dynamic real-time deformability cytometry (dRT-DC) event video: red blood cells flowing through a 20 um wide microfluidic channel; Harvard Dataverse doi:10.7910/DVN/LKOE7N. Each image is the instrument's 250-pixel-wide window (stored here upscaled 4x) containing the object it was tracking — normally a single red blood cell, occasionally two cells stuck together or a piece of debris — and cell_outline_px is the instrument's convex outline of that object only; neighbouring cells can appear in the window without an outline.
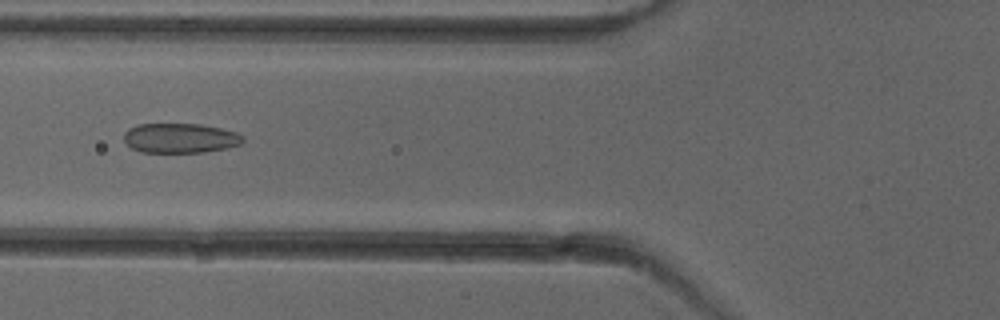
{"species": "common noctule bat (a hibernating species)", "species_latin": "Nyctalus noctula", "temperature_condition": "cold", "stored_images_in_passage": 51, "camera_frame_rate_fps": 3000, "um_per_image_px": 0.085, "animal": {"sex": "female"}, "frame": {"image": 1, "passage_image": 20, "time_ms": 6.333, "image_size_px": [1000, 320], "cell_outline_px": [[244, 140], [240, 144], [228, 148], [204, 152], [140, 152], [132, 148], [124, 140], [124, 132], [128, 128], [136, 124], [200, 124], [220, 128], [236, 132], [244, 136]], "centroid_in_image_um": [15.31, 11.73], "position_along_channel_um": 110.5, "area_um2": 20.69}}
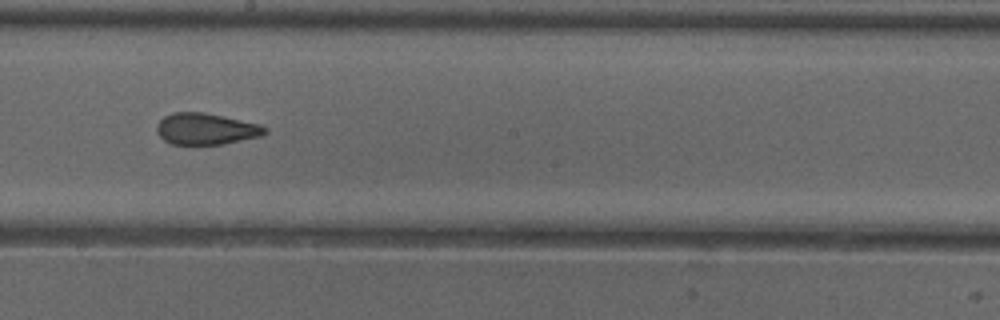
{"frame": {"image": 2, "passage_image": 29, "time_ms": 9.333, "image_size_px": [1000, 320], "cell_outline_px": [[268, 132], [260, 136], [224, 144], [172, 144], [164, 140], [156, 132], [156, 124], [164, 116], [172, 112], [204, 112], [260, 124], [268, 128]], "centroid_in_image_um": [17.5, 10.95], "position_along_channel_um": 230.7, "area_um2": 19.88}}
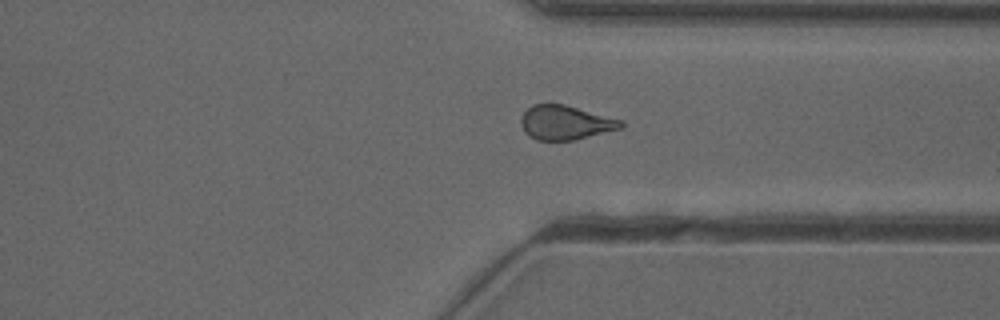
{"frame": {"image": 3, "passage_image": 39, "time_ms": 12.667, "image_size_px": [1000, 320], "cell_outline_px": [[624, 128], [576, 140], [536, 140], [528, 136], [524, 132], [520, 124], [520, 116], [532, 104], [564, 104], [624, 120]], "centroid_in_image_um": [48.07, 10.43], "position_along_channel_um": 363.3, "area_um2": 20.35}, "authors_computed_cell_mechanics": {"area_um2": 20.9236, "velocity_mm_per_s": 3.9862, "shape_relaxation_time_tau1_ms": null, "shape_relaxation_time_tau2_ms": 1.2756, "deformation_change_tau1": null, "deformation_change_tau2": 0.0681}}